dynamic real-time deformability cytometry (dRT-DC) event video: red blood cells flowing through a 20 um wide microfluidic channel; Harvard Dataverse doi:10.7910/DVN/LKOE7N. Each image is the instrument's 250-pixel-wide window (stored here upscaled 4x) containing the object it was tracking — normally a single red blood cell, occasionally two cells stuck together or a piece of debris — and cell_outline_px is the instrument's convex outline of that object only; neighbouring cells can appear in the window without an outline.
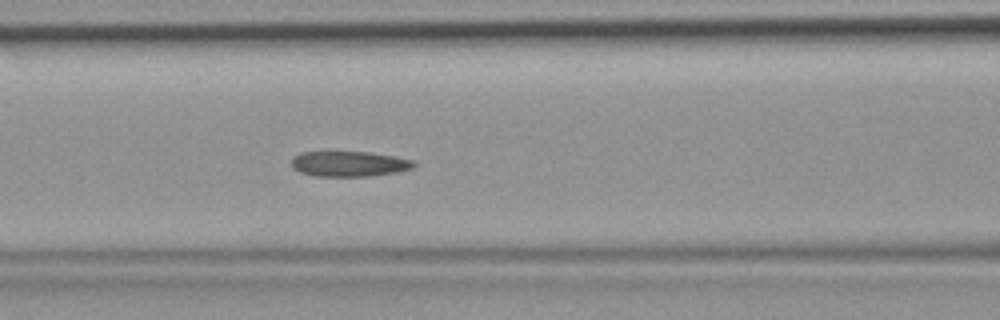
{"species": "common noctule bat (a hibernating species)", "species_latin": "Nyctalus noctula", "temperature_condition": "room temperature", "stored_images_in_passage": 46, "camera_frame_rate_fps": 3000, "um_per_image_px": 0.085, "animal": {"sex": "female", "body_mass_g": 19.9}, "frame": {"image": 1, "passage_image": 20, "time_ms": 6.333, "image_size_px": [1000, 320], "cell_outline_px": [[416, 164], [412, 168], [396, 172], [372, 176], [316, 176], [300, 172], [292, 168], [292, 156], [300, 152], [368, 152], [416, 160]], "centroid_in_image_um": [29.67, 13.92], "position_along_channel_um": 136.9, "area_um2": 18.09}}
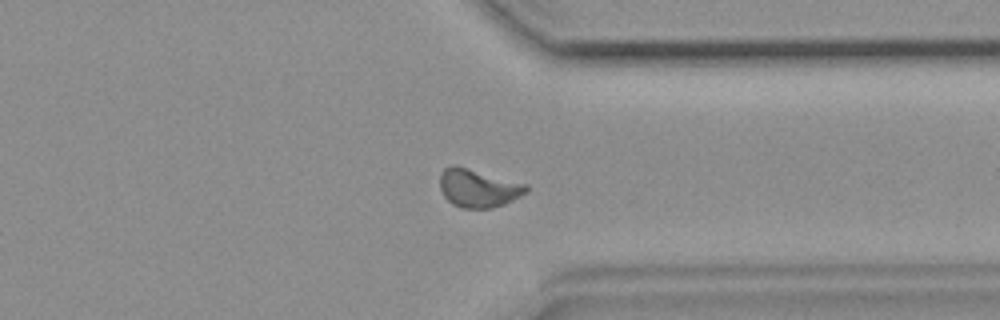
{"frame": {"image": 2, "passage_image": 36, "time_ms": 11.667, "image_size_px": [1000, 320], "cell_outline_px": [[528, 192], [504, 204], [492, 208], [460, 208], [452, 204], [444, 196], [440, 188], [440, 172], [444, 168], [452, 164], [456, 164], [528, 184]], "centroid_in_image_um": [40.64, 15.97], "position_along_channel_um": 370.8, "area_um2": 19.54}}
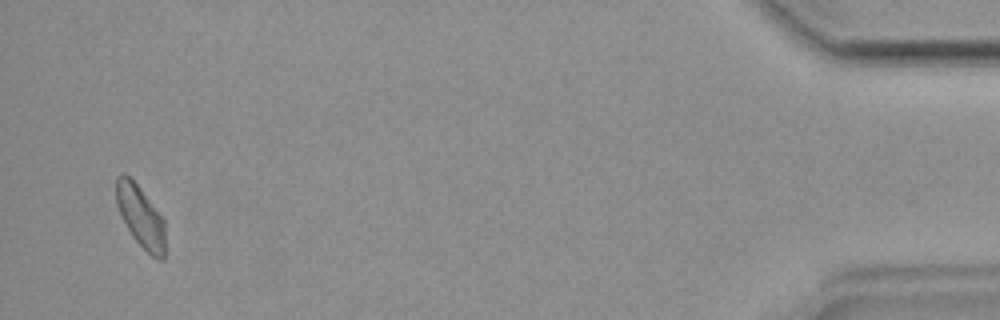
{"frame": {"image": 3, "passage_image": 45, "time_ms": 14.667, "image_size_px": [1000, 320], "cell_outline_px": [[164, 260], [156, 260], [132, 236], [116, 204], [116, 176], [124, 172], [132, 176], [164, 220]], "centroid_in_image_um": [11.94, 18.34], "position_along_channel_um": 423.3, "area_um2": 17.57}}